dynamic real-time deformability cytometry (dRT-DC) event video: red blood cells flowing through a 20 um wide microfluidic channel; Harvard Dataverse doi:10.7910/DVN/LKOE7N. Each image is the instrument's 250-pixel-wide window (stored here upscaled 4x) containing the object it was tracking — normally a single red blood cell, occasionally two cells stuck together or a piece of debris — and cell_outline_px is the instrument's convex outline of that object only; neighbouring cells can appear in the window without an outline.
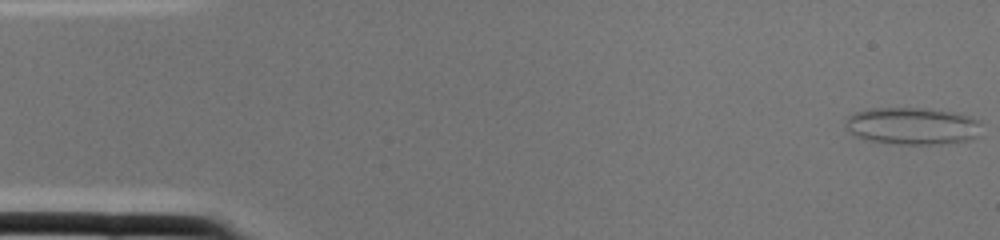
{"species": "common noctule bat (a hibernating species)", "species_latin": "Nyctalus noctula", "temperature_condition": "cold", "stored_images_in_passage": 2, "camera_frame_rate_fps": 3000, "um_per_image_px": 0.085, "animal": {"sex": "female", "body_mass_g": 22.0, "forearm_length_mm": 56.7}, "frame": {"image": 1, "passage_image": 1, "time_ms": 0.0, "image_size_px": [1000, 240], "cell_outline_px": [[980, 124], [976, 136], [972, 140], [932, 144], [900, 144], [864, 140], [856, 136], [844, 128], [844, 124], [848, 116], [856, 112], [872, 108], [920, 108], [948, 112], [968, 116], [980, 120]], "centroid_in_image_um": [77.48, 10.71], "position_along_channel_um": 7.5, "area_um2": 29.25}}